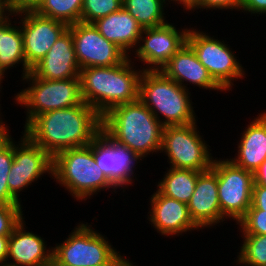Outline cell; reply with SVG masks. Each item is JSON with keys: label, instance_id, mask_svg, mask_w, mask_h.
I'll return each mask as SVG.
<instances>
[{"label": "cell", "instance_id": "6da1fadb", "mask_svg": "<svg viewBox=\"0 0 266 266\" xmlns=\"http://www.w3.org/2000/svg\"><path fill=\"white\" fill-rule=\"evenodd\" d=\"M101 123L102 117L83 101L37 115L23 133L53 158L63 150L89 145Z\"/></svg>", "mask_w": 266, "mask_h": 266}, {"label": "cell", "instance_id": "603a6c76", "mask_svg": "<svg viewBox=\"0 0 266 266\" xmlns=\"http://www.w3.org/2000/svg\"><path fill=\"white\" fill-rule=\"evenodd\" d=\"M10 16L13 17V14L0 23V72L6 75L4 73L8 69L21 63L23 69L21 76L24 78L31 69L26 65L20 25H13Z\"/></svg>", "mask_w": 266, "mask_h": 266}, {"label": "cell", "instance_id": "e575fe53", "mask_svg": "<svg viewBox=\"0 0 266 266\" xmlns=\"http://www.w3.org/2000/svg\"><path fill=\"white\" fill-rule=\"evenodd\" d=\"M240 10L251 15H264L266 14V0H242Z\"/></svg>", "mask_w": 266, "mask_h": 266}, {"label": "cell", "instance_id": "4316f807", "mask_svg": "<svg viewBox=\"0 0 266 266\" xmlns=\"http://www.w3.org/2000/svg\"><path fill=\"white\" fill-rule=\"evenodd\" d=\"M242 236L243 244L235 262L240 266H266V235Z\"/></svg>", "mask_w": 266, "mask_h": 266}, {"label": "cell", "instance_id": "8fae6325", "mask_svg": "<svg viewBox=\"0 0 266 266\" xmlns=\"http://www.w3.org/2000/svg\"><path fill=\"white\" fill-rule=\"evenodd\" d=\"M91 150L97 165L116 190L133 185L134 167L142 161L139 155L114 140L102 127L91 141Z\"/></svg>", "mask_w": 266, "mask_h": 266}, {"label": "cell", "instance_id": "ba28073f", "mask_svg": "<svg viewBox=\"0 0 266 266\" xmlns=\"http://www.w3.org/2000/svg\"><path fill=\"white\" fill-rule=\"evenodd\" d=\"M196 124L164 127L160 153L168 157L169 167L198 172L211 168L214 158L210 146L202 139Z\"/></svg>", "mask_w": 266, "mask_h": 266}, {"label": "cell", "instance_id": "5bb4252c", "mask_svg": "<svg viewBox=\"0 0 266 266\" xmlns=\"http://www.w3.org/2000/svg\"><path fill=\"white\" fill-rule=\"evenodd\" d=\"M188 31V28L179 31L168 22L158 27L144 28L137 49L133 52L135 59L147 65L143 70H161L187 42Z\"/></svg>", "mask_w": 266, "mask_h": 266}, {"label": "cell", "instance_id": "7bdbcfd3", "mask_svg": "<svg viewBox=\"0 0 266 266\" xmlns=\"http://www.w3.org/2000/svg\"><path fill=\"white\" fill-rule=\"evenodd\" d=\"M125 266H136V265H133L131 261H129Z\"/></svg>", "mask_w": 266, "mask_h": 266}, {"label": "cell", "instance_id": "7402d4cb", "mask_svg": "<svg viewBox=\"0 0 266 266\" xmlns=\"http://www.w3.org/2000/svg\"><path fill=\"white\" fill-rule=\"evenodd\" d=\"M93 24L105 39L116 44L128 56L131 49L137 48L143 30L137 20L123 7L117 12L97 19Z\"/></svg>", "mask_w": 266, "mask_h": 266}, {"label": "cell", "instance_id": "30bf717a", "mask_svg": "<svg viewBox=\"0 0 266 266\" xmlns=\"http://www.w3.org/2000/svg\"><path fill=\"white\" fill-rule=\"evenodd\" d=\"M217 173L221 214L238 223L251 207L254 173L236 166L229 159H213Z\"/></svg>", "mask_w": 266, "mask_h": 266}, {"label": "cell", "instance_id": "83f0119b", "mask_svg": "<svg viewBox=\"0 0 266 266\" xmlns=\"http://www.w3.org/2000/svg\"><path fill=\"white\" fill-rule=\"evenodd\" d=\"M123 0H83L81 22L93 23L97 19L119 11Z\"/></svg>", "mask_w": 266, "mask_h": 266}, {"label": "cell", "instance_id": "ffe728a7", "mask_svg": "<svg viewBox=\"0 0 266 266\" xmlns=\"http://www.w3.org/2000/svg\"><path fill=\"white\" fill-rule=\"evenodd\" d=\"M167 78L188 89L184 82L203 89L224 91L200 63L192 47L186 42L160 70Z\"/></svg>", "mask_w": 266, "mask_h": 266}, {"label": "cell", "instance_id": "3957f363", "mask_svg": "<svg viewBox=\"0 0 266 266\" xmlns=\"http://www.w3.org/2000/svg\"><path fill=\"white\" fill-rule=\"evenodd\" d=\"M101 124L114 140L142 159L161 151L164 126L140 99L110 109Z\"/></svg>", "mask_w": 266, "mask_h": 266}, {"label": "cell", "instance_id": "d590c367", "mask_svg": "<svg viewBox=\"0 0 266 266\" xmlns=\"http://www.w3.org/2000/svg\"><path fill=\"white\" fill-rule=\"evenodd\" d=\"M2 113H0V117ZM9 126L0 118V151L5 148L13 139L11 138Z\"/></svg>", "mask_w": 266, "mask_h": 266}, {"label": "cell", "instance_id": "e0dca14e", "mask_svg": "<svg viewBox=\"0 0 266 266\" xmlns=\"http://www.w3.org/2000/svg\"><path fill=\"white\" fill-rule=\"evenodd\" d=\"M187 207L192 220L200 229L225 221L218 198L217 173L212 168L198 175L194 193Z\"/></svg>", "mask_w": 266, "mask_h": 266}, {"label": "cell", "instance_id": "8992f818", "mask_svg": "<svg viewBox=\"0 0 266 266\" xmlns=\"http://www.w3.org/2000/svg\"><path fill=\"white\" fill-rule=\"evenodd\" d=\"M74 230V231H73ZM72 230L63 243L53 247V261L66 266H125L129 259L109 243L104 235L85 222Z\"/></svg>", "mask_w": 266, "mask_h": 266}, {"label": "cell", "instance_id": "484cf974", "mask_svg": "<svg viewBox=\"0 0 266 266\" xmlns=\"http://www.w3.org/2000/svg\"><path fill=\"white\" fill-rule=\"evenodd\" d=\"M83 0H44L35 12L68 26L81 22Z\"/></svg>", "mask_w": 266, "mask_h": 266}, {"label": "cell", "instance_id": "44dd1931", "mask_svg": "<svg viewBox=\"0 0 266 266\" xmlns=\"http://www.w3.org/2000/svg\"><path fill=\"white\" fill-rule=\"evenodd\" d=\"M241 134L237 156L229 160L254 173L266 160V111L258 114Z\"/></svg>", "mask_w": 266, "mask_h": 266}, {"label": "cell", "instance_id": "ee69618b", "mask_svg": "<svg viewBox=\"0 0 266 266\" xmlns=\"http://www.w3.org/2000/svg\"><path fill=\"white\" fill-rule=\"evenodd\" d=\"M0 2H9V0H0Z\"/></svg>", "mask_w": 266, "mask_h": 266}, {"label": "cell", "instance_id": "52a82bcc", "mask_svg": "<svg viewBox=\"0 0 266 266\" xmlns=\"http://www.w3.org/2000/svg\"><path fill=\"white\" fill-rule=\"evenodd\" d=\"M29 87L16 94L14 100L26 109L24 128L42 113L73 107L83 102L80 78L46 80L30 71L24 78Z\"/></svg>", "mask_w": 266, "mask_h": 266}, {"label": "cell", "instance_id": "836d02e7", "mask_svg": "<svg viewBox=\"0 0 266 266\" xmlns=\"http://www.w3.org/2000/svg\"><path fill=\"white\" fill-rule=\"evenodd\" d=\"M44 0H9L12 14L35 11Z\"/></svg>", "mask_w": 266, "mask_h": 266}, {"label": "cell", "instance_id": "9c48e42d", "mask_svg": "<svg viewBox=\"0 0 266 266\" xmlns=\"http://www.w3.org/2000/svg\"><path fill=\"white\" fill-rule=\"evenodd\" d=\"M187 43L196 53L200 63L208 70L213 80L224 90L230 91L234 79H243L246 74L234 51L224 42L206 32L189 28ZM235 55V56H234Z\"/></svg>", "mask_w": 266, "mask_h": 266}, {"label": "cell", "instance_id": "1f68e13d", "mask_svg": "<svg viewBox=\"0 0 266 266\" xmlns=\"http://www.w3.org/2000/svg\"><path fill=\"white\" fill-rule=\"evenodd\" d=\"M242 0H194L187 8L186 11H194L196 9H233L240 11Z\"/></svg>", "mask_w": 266, "mask_h": 266}, {"label": "cell", "instance_id": "d4e9b609", "mask_svg": "<svg viewBox=\"0 0 266 266\" xmlns=\"http://www.w3.org/2000/svg\"><path fill=\"white\" fill-rule=\"evenodd\" d=\"M170 0H123L122 5L137 23L144 28L158 27L167 23L164 8Z\"/></svg>", "mask_w": 266, "mask_h": 266}, {"label": "cell", "instance_id": "ac0fdd59", "mask_svg": "<svg viewBox=\"0 0 266 266\" xmlns=\"http://www.w3.org/2000/svg\"><path fill=\"white\" fill-rule=\"evenodd\" d=\"M31 71L37 77L46 80L79 78L80 67L69 29L57 39L46 56Z\"/></svg>", "mask_w": 266, "mask_h": 266}, {"label": "cell", "instance_id": "4fadbf2b", "mask_svg": "<svg viewBox=\"0 0 266 266\" xmlns=\"http://www.w3.org/2000/svg\"><path fill=\"white\" fill-rule=\"evenodd\" d=\"M68 29L80 69L116 66L128 57L116 44L105 39L93 23L78 22Z\"/></svg>", "mask_w": 266, "mask_h": 266}, {"label": "cell", "instance_id": "277c9868", "mask_svg": "<svg viewBox=\"0 0 266 266\" xmlns=\"http://www.w3.org/2000/svg\"><path fill=\"white\" fill-rule=\"evenodd\" d=\"M190 93L174 80L167 78L160 70L142 72L139 99L164 127L197 122ZM160 116H164V119L161 120Z\"/></svg>", "mask_w": 266, "mask_h": 266}, {"label": "cell", "instance_id": "f35d334b", "mask_svg": "<svg viewBox=\"0 0 266 266\" xmlns=\"http://www.w3.org/2000/svg\"><path fill=\"white\" fill-rule=\"evenodd\" d=\"M12 14L9 2H0V23Z\"/></svg>", "mask_w": 266, "mask_h": 266}, {"label": "cell", "instance_id": "9a60e30c", "mask_svg": "<svg viewBox=\"0 0 266 266\" xmlns=\"http://www.w3.org/2000/svg\"><path fill=\"white\" fill-rule=\"evenodd\" d=\"M21 17V33L23 36V50L26 65L32 69L43 59L57 39L68 29V25L37 14L26 11L18 14Z\"/></svg>", "mask_w": 266, "mask_h": 266}, {"label": "cell", "instance_id": "8d00e7d4", "mask_svg": "<svg viewBox=\"0 0 266 266\" xmlns=\"http://www.w3.org/2000/svg\"><path fill=\"white\" fill-rule=\"evenodd\" d=\"M254 184L266 185V160L254 172Z\"/></svg>", "mask_w": 266, "mask_h": 266}, {"label": "cell", "instance_id": "7a4b0ae2", "mask_svg": "<svg viewBox=\"0 0 266 266\" xmlns=\"http://www.w3.org/2000/svg\"><path fill=\"white\" fill-rule=\"evenodd\" d=\"M130 57L116 66L80 69L82 100L101 117L117 105L139 99L143 69L135 70Z\"/></svg>", "mask_w": 266, "mask_h": 266}, {"label": "cell", "instance_id": "d6986e66", "mask_svg": "<svg viewBox=\"0 0 266 266\" xmlns=\"http://www.w3.org/2000/svg\"><path fill=\"white\" fill-rule=\"evenodd\" d=\"M25 220L9 236L7 266H49L53 260V247L46 248L44 238L27 232ZM10 263L7 262L11 260Z\"/></svg>", "mask_w": 266, "mask_h": 266}, {"label": "cell", "instance_id": "74e56055", "mask_svg": "<svg viewBox=\"0 0 266 266\" xmlns=\"http://www.w3.org/2000/svg\"><path fill=\"white\" fill-rule=\"evenodd\" d=\"M8 241L9 236H0V265L6 263L8 255Z\"/></svg>", "mask_w": 266, "mask_h": 266}, {"label": "cell", "instance_id": "ab89813d", "mask_svg": "<svg viewBox=\"0 0 266 266\" xmlns=\"http://www.w3.org/2000/svg\"><path fill=\"white\" fill-rule=\"evenodd\" d=\"M174 1L176 4H181L183 5V9L185 10L194 0H170Z\"/></svg>", "mask_w": 266, "mask_h": 266}, {"label": "cell", "instance_id": "d6a6232c", "mask_svg": "<svg viewBox=\"0 0 266 266\" xmlns=\"http://www.w3.org/2000/svg\"><path fill=\"white\" fill-rule=\"evenodd\" d=\"M249 209H259L266 213V185L253 184L251 207Z\"/></svg>", "mask_w": 266, "mask_h": 266}, {"label": "cell", "instance_id": "f546056e", "mask_svg": "<svg viewBox=\"0 0 266 266\" xmlns=\"http://www.w3.org/2000/svg\"><path fill=\"white\" fill-rule=\"evenodd\" d=\"M242 235H266V213L259 209H248L237 223Z\"/></svg>", "mask_w": 266, "mask_h": 266}, {"label": "cell", "instance_id": "cb8c5ba5", "mask_svg": "<svg viewBox=\"0 0 266 266\" xmlns=\"http://www.w3.org/2000/svg\"><path fill=\"white\" fill-rule=\"evenodd\" d=\"M157 189L169 198L188 204L195 189L197 177L201 172L191 169L167 168Z\"/></svg>", "mask_w": 266, "mask_h": 266}, {"label": "cell", "instance_id": "7c38bea8", "mask_svg": "<svg viewBox=\"0 0 266 266\" xmlns=\"http://www.w3.org/2000/svg\"><path fill=\"white\" fill-rule=\"evenodd\" d=\"M22 135L18 143L13 139V162L7 180L9 192L19 202V193L46 173L52 177L53 167V158L24 133Z\"/></svg>", "mask_w": 266, "mask_h": 266}, {"label": "cell", "instance_id": "5b68a950", "mask_svg": "<svg viewBox=\"0 0 266 266\" xmlns=\"http://www.w3.org/2000/svg\"><path fill=\"white\" fill-rule=\"evenodd\" d=\"M52 178L78 201H86L104 189L112 188L116 192L97 165L91 143L56 154L53 157Z\"/></svg>", "mask_w": 266, "mask_h": 266}, {"label": "cell", "instance_id": "60d3db41", "mask_svg": "<svg viewBox=\"0 0 266 266\" xmlns=\"http://www.w3.org/2000/svg\"><path fill=\"white\" fill-rule=\"evenodd\" d=\"M4 77H5V76L0 72V87H1V83H3V82H1V81H3ZM0 89H2V87H1ZM0 91H1V90H0Z\"/></svg>", "mask_w": 266, "mask_h": 266}, {"label": "cell", "instance_id": "4dcf8cb0", "mask_svg": "<svg viewBox=\"0 0 266 266\" xmlns=\"http://www.w3.org/2000/svg\"><path fill=\"white\" fill-rule=\"evenodd\" d=\"M24 218L21 205L0 203V236H10Z\"/></svg>", "mask_w": 266, "mask_h": 266}, {"label": "cell", "instance_id": "2e32d148", "mask_svg": "<svg viewBox=\"0 0 266 266\" xmlns=\"http://www.w3.org/2000/svg\"><path fill=\"white\" fill-rule=\"evenodd\" d=\"M151 196L147 219L161 236H178L200 229L192 220L187 204L162 195L158 190Z\"/></svg>", "mask_w": 266, "mask_h": 266}, {"label": "cell", "instance_id": "f1b7e54d", "mask_svg": "<svg viewBox=\"0 0 266 266\" xmlns=\"http://www.w3.org/2000/svg\"><path fill=\"white\" fill-rule=\"evenodd\" d=\"M13 162V140L0 151V203L21 205L8 189V174Z\"/></svg>", "mask_w": 266, "mask_h": 266}, {"label": "cell", "instance_id": "b9f144b4", "mask_svg": "<svg viewBox=\"0 0 266 266\" xmlns=\"http://www.w3.org/2000/svg\"><path fill=\"white\" fill-rule=\"evenodd\" d=\"M49 266H66V265H58V264H56V263L52 260V262L50 263Z\"/></svg>", "mask_w": 266, "mask_h": 266}]
</instances>
